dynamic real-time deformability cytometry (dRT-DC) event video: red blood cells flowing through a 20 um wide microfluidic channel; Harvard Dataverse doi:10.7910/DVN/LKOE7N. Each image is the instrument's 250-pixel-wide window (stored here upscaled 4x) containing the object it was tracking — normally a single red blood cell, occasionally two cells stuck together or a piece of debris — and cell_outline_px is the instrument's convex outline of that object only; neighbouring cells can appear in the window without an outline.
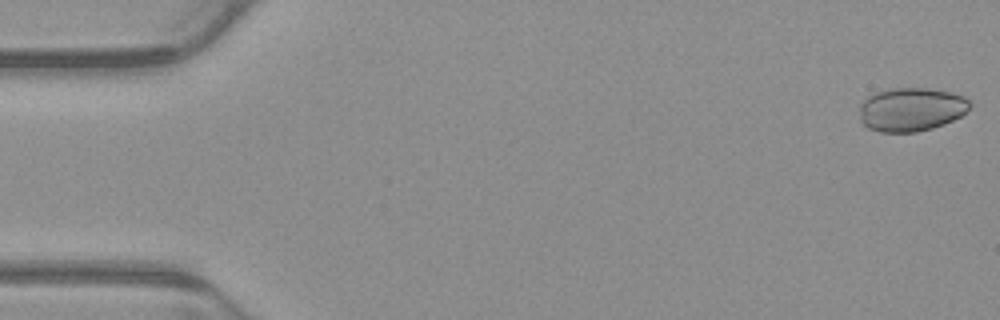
{"species": "common noctule bat (a hibernating species)", "species_latin": "Nyctalus noctula", "temperature_condition": "warm", "stored_images_in_passage": 3, "camera_frame_rate_fps": 3000, "um_per_image_px": 0.085, "animal": {"sex": "male", "body_mass_g": 23.1, "forearm_length_mm": 52.7}, "frame": {"image": 1, "passage_image": 1, "time_ms": 0.0, "image_size_px": [1000, 320], "cell_outline_px": [[972, 104], [960, 116], [944, 124], [932, 128], [916, 132], [880, 132], [868, 128], [860, 120], [860, 104], [868, 96], [876, 92], [892, 88], [928, 88], [948, 92], [964, 96]], "centroid_in_image_um": [77.43, 9.3], "position_along_channel_um": 7.6, "area_um2": 27.98}}